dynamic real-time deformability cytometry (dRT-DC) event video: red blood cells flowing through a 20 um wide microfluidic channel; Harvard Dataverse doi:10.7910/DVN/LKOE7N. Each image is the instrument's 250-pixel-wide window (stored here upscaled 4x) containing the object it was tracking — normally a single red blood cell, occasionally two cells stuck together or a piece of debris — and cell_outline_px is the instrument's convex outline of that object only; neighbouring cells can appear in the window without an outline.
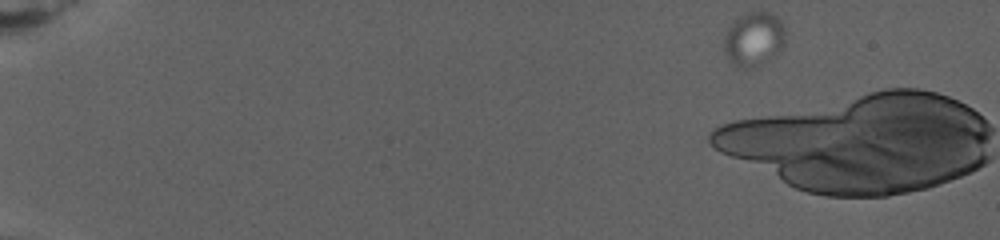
{"species": "human", "species_latin": "Homo sapiens", "temperature_condition": "warm", "stored_images_in_passage": 2, "camera_frame_rate_fps": 3000, "um_per_image_px": 0.085, "donor": {"sex": "female"}, "frame": {"image": 1, "passage_image": 1, "time_ms": 0.0, "image_size_px": [1000, 240], "cell_outline_px": [[784, 44], [776, 56], [752, 68], [736, 68], [728, 60], [724, 52], [724, 36], [728, 28], [740, 16], [748, 12], [768, 12], [776, 16], [784, 24]], "centroid_in_image_um": [64.07, 3.35], "position_along_channel_um": 20.9, "area_um2": 19.48}}